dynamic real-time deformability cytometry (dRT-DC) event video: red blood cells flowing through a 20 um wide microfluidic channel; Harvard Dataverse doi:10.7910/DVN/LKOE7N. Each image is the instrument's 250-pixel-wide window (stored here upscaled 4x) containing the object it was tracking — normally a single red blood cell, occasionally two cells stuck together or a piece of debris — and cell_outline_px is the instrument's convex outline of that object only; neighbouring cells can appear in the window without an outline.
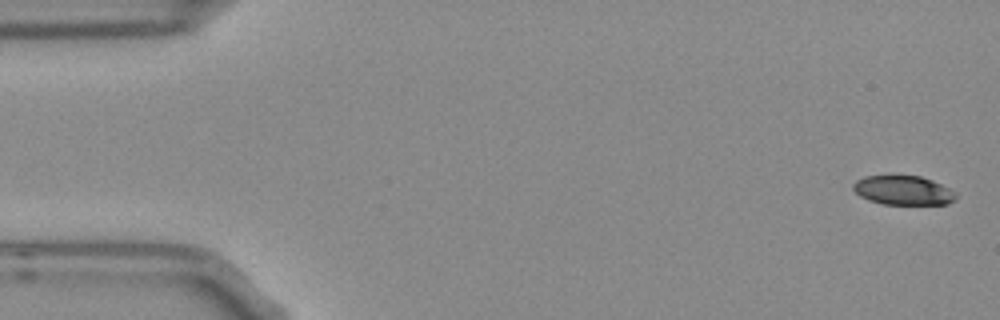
{"species": "Egyptian fruit bat (a non-hibernating species)", "species_latin": "Rousettus aegyptiacus", "temperature_condition": "room temperature", "stored_images_in_passage": 5, "camera_frame_rate_fps": 3000, "um_per_image_px": 0.085, "frame": {"image": 1, "passage_image": 1, "time_ms": 0.0, "image_size_px": [1000, 320], "cell_outline_px": [[956, 200], [948, 204], [880, 204], [868, 200], [860, 196], [852, 188], [852, 184], [856, 180], [864, 176], [888, 172], [920, 176], [932, 180], [956, 192]], "centroid_in_image_um": [76.71, 16.13], "position_along_channel_um": 8.3, "area_um2": 18.32}}
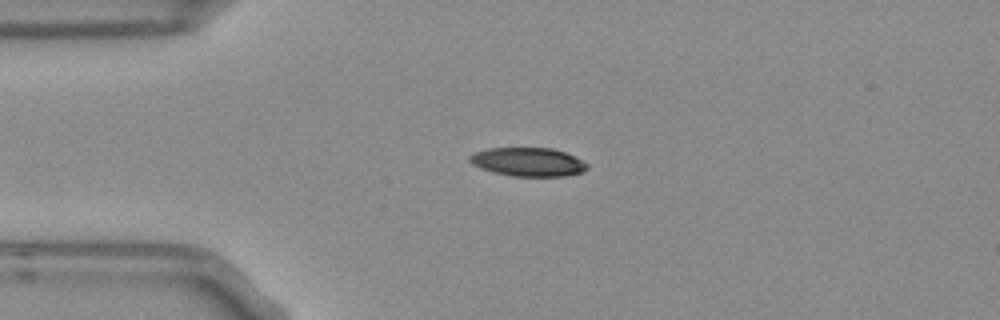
{"frame": {"image": 2, "passage_image": 4, "time_ms": 1.0, "image_size_px": [1000, 320], "cell_outline_px": [[588, 168], [584, 172], [564, 176], [512, 176], [496, 172], [472, 164], [468, 160], [468, 156], [476, 152], [488, 148], [552, 148], [564, 152], [588, 164]], "centroid_in_image_um": [44.9, 13.76], "position_along_channel_um": 40.1, "area_um2": 19.36}}